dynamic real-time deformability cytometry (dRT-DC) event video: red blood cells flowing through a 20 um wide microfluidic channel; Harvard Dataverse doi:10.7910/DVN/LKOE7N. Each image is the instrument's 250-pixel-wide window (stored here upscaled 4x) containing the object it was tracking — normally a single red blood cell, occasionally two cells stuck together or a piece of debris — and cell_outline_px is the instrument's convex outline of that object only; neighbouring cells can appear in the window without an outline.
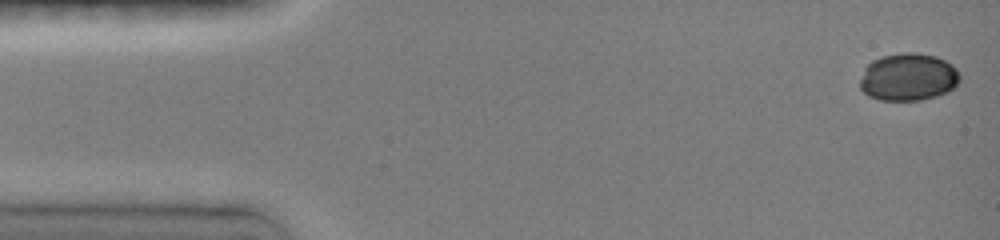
{"species": "common noctule bat (a hibernating species)", "species_latin": "Nyctalus noctula", "temperature_condition": "room temperature", "stored_images_in_passage": 38, "camera_frame_rate_fps": 3000, "um_per_image_px": 0.085, "animal": {"sex": "female", "body_mass_g": 19.0, "forearm_length_mm": 51.5}, "frame": {"image": 1, "passage_image": 1, "time_ms": 0.0, "image_size_px": [1000, 240], "cell_outline_px": [[960, 80], [948, 92], [936, 96], [920, 100], [880, 100], [868, 96], [860, 88], [860, 80], [864, 68], [872, 60], [880, 56], [900, 52], [912, 52], [936, 56], [952, 64], [956, 68], [960, 76]], "centroid_in_image_um": [77.19, 6.54], "position_along_channel_um": 7.8, "area_um2": 27.86}}
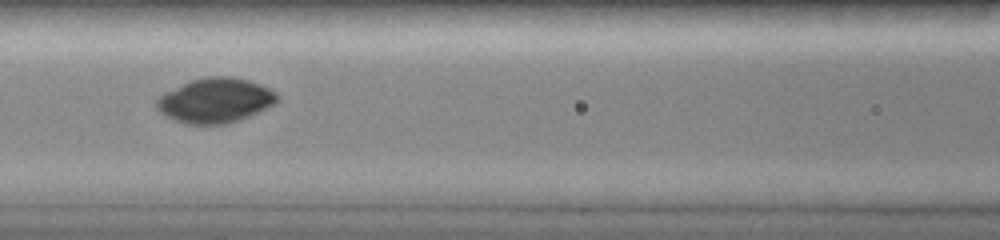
{"frame": {"image": 2, "passage_image": 21, "time_ms": 6.333, "image_size_px": [1000, 240], "cell_outline_px": [[280, 100], [276, 104], [240, 120], [228, 124], [184, 124], [164, 116], [156, 108], [156, 100], [164, 92], [188, 80], [208, 76], [232, 76], [248, 80], [260, 84], [276, 92]], "centroid_in_image_um": [18.29, 8.53], "position_along_channel_um": 148.3, "area_um2": 31.91}}
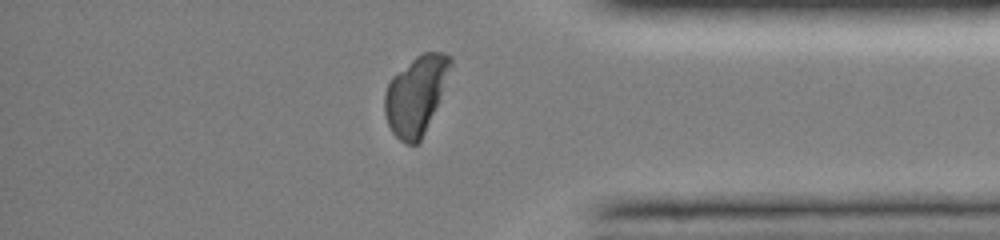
{"frame": {"image": 3, "passage_image": 34, "time_ms": 12.667, "image_size_px": [1000, 240], "cell_outline_px": [[452, 64], [436, 104], [424, 132], [420, 140], [416, 144], [408, 144], [400, 140], [392, 132], [388, 124], [384, 112], [384, 92], [392, 76], [416, 56], [424, 52], [444, 52], [452, 56]], "centroid_in_image_um": [35.32, 8.05], "position_along_channel_um": 399.9, "area_um2": 29.42}}